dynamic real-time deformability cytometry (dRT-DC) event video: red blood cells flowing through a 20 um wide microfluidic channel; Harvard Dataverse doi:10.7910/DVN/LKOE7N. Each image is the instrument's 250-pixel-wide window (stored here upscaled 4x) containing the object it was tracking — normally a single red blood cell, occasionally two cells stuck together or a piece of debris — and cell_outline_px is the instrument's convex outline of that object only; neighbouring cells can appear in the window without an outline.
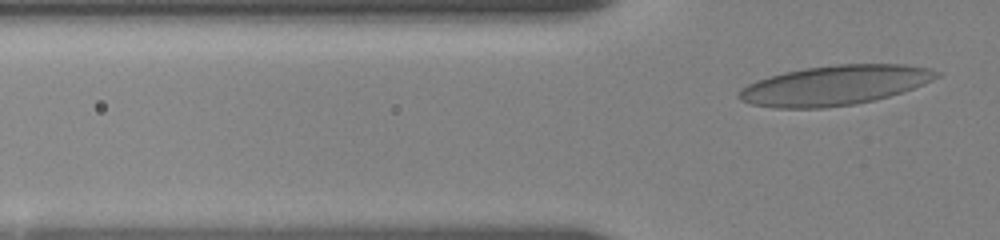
{"species": "human", "species_latin": "Homo sapiens", "temperature_condition": "room temperature", "stored_images_in_passage": 6, "segment_of_instrument_passage": [2, 2], "camera_frame_rate_fps": 3000, "um_per_image_px": 0.085, "donor": {"sex": "female"}, "frame": {"image": 1, "passage_image": 6, "time_ms": 5.667, "image_size_px": [1000, 240], "cell_outline_px": [[944, 72], [940, 76], [932, 80], [912, 88], [888, 96], [872, 100], [852, 104], [824, 108], [776, 108], [752, 104], [740, 100], [736, 96], [740, 88], [756, 80], [784, 72], [804, 68], [836, 64], [904, 64], [932, 68]], "centroid_in_image_um": [70.94, 7.24], "position_along_channel_um": 54.9, "area_um2": 45.78}}